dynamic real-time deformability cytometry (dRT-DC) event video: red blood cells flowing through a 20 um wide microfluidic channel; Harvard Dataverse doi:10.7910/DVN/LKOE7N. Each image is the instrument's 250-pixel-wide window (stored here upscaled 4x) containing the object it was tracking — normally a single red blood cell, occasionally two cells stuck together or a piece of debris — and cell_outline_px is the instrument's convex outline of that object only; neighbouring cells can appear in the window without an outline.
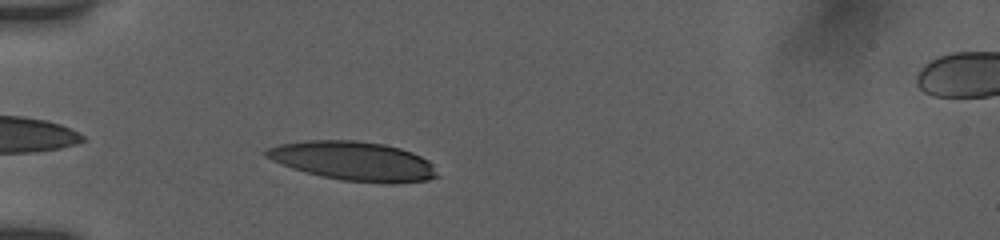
{"species": "human", "species_latin": "Homo sapiens", "temperature_condition": "room temperature", "stored_images_in_passage": 37, "camera_frame_rate_fps": 3000, "um_per_image_px": 0.085, "donor": {"sex": "female"}, "frame": {"image": 1, "passage_image": 2, "time_ms": 0.333, "image_size_px": [1000, 240], "cell_outline_px": [[440, 176], [428, 180], [396, 184], [388, 184], [340, 180], [320, 176], [292, 168], [272, 160], [264, 156], [264, 152], [268, 148], [276, 144], [304, 140], [356, 140], [384, 144], [400, 148], [412, 152], [428, 160], [432, 164]], "centroid_in_image_um": [30.05, 13.69], "position_along_channel_um": 54.9, "area_um2": 39.36}}
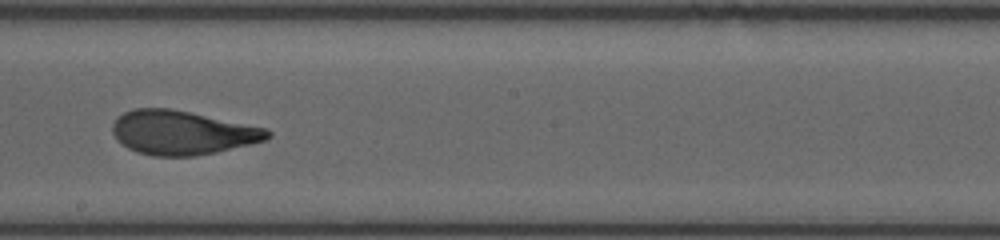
{"frame": {"image": 2, "passage_image": 17, "time_ms": 5.333, "image_size_px": [1000, 240], "cell_outline_px": [[272, 136], [264, 140], [216, 152], [192, 156], [152, 156], [136, 152], [128, 148], [116, 140], [112, 132], [112, 124], [124, 112], [136, 108], [168, 108], [268, 128], [272, 132]], "centroid_in_image_um": [15.46, 11.28], "position_along_channel_um": 232.7, "area_um2": 39.54}}
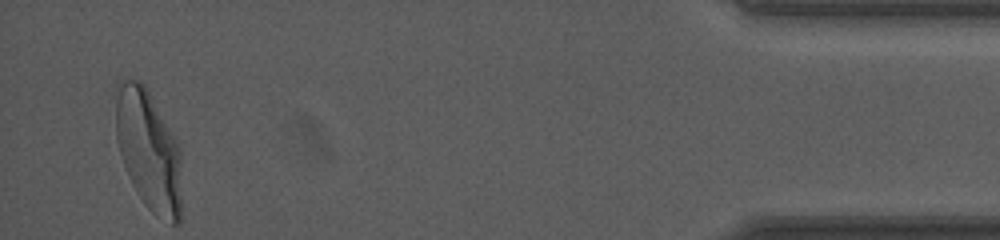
{"frame": {"image": 3, "passage_image": 37, "time_ms": 12.0, "image_size_px": [1000, 240], "cell_outline_px": [[180, 224], [172, 224], [156, 216], [144, 204], [132, 184], [128, 176], [116, 140], [112, 92], [116, 84], [124, 76], [128, 76], [140, 80], [144, 84], [176, 140], [180, 148]], "centroid_in_image_um": [12.55, 12.67], "position_along_channel_um": 422.6, "area_um2": 47.11}, "authors_computed_cell_mechanics": {"area_um2": 39.9976, "velocity_mm_per_s": 3.8794, "shape_relaxation_time_tau1_ms": 4.7544, "shape_relaxation_time_tau2_ms": 1.1097, "deformation_change_tau1": 0.2005, "deformation_change_tau2": 0.0842}}